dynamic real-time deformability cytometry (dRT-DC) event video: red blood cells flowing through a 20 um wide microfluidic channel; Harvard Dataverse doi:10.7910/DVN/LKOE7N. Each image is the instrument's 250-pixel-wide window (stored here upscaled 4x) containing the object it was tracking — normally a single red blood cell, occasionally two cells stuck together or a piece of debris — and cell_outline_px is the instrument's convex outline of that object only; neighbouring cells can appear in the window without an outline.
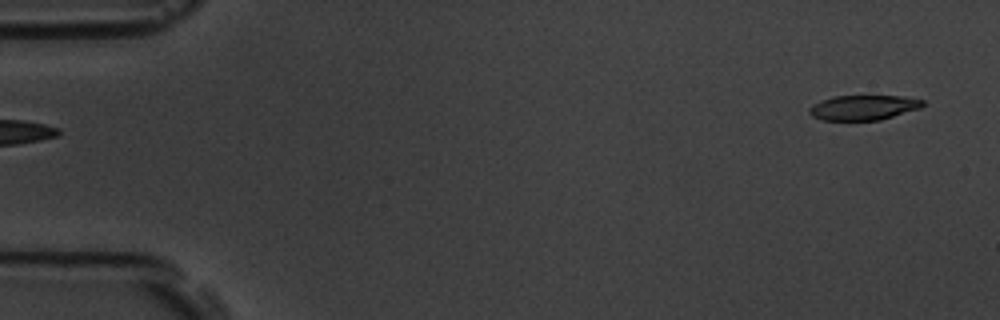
{"species": "common noctule bat (a hibernating species)", "species_latin": "Nyctalus noctula", "temperature_condition": "room temperature", "stored_images_in_passage": 5, "segment_of_instrument_passage": [2, 2], "camera_frame_rate_fps": 3000, "um_per_image_px": 0.085, "animal": {"sex": "male", "body_mass_g": 19.5, "forearm_length_mm": 54.6}, "frame": {"image": 1, "passage_image": 5, "time_ms": 1.333, "image_size_px": [1000, 320], "cell_outline_px": [[924, 104], [920, 108], [880, 120], [824, 120], [812, 116], [808, 112], [808, 108], [812, 104], [820, 100], [832, 96], [904, 96], [924, 100]], "centroid_in_image_um": [73.36, 9.13], "position_along_channel_um": 11.6, "area_um2": 16.53}}